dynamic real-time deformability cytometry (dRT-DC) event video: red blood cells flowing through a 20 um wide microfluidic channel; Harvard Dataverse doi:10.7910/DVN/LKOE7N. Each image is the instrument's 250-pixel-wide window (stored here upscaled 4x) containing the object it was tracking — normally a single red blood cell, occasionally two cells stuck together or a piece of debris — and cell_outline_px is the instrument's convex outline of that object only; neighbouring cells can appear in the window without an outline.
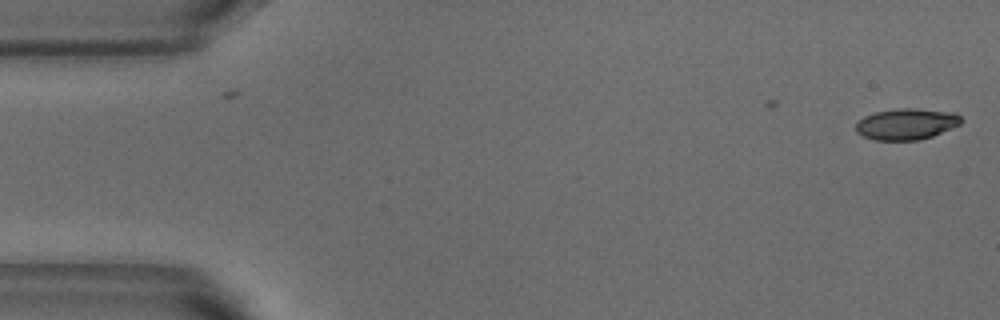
{"species": "common noctule bat (a hibernating species)", "species_latin": "Nyctalus noctula", "temperature_condition": "warm", "stored_images_in_passage": 11, "camera_frame_rate_fps": 3000, "um_per_image_px": 0.085, "animal": {"sex": "male", "body_mass_g": 18.8}, "frame": {"image": 1, "passage_image": 1, "time_ms": 0.0, "image_size_px": [1000, 320], "cell_outline_px": [[964, 120], [960, 124], [932, 136], [920, 140], [876, 140], [864, 136], [856, 132], [856, 124], [864, 116], [876, 112], [896, 108], [916, 108], [956, 112]], "centroid_in_image_um": [77.07, 10.53], "position_along_channel_um": 7.9, "area_um2": 19.19}}